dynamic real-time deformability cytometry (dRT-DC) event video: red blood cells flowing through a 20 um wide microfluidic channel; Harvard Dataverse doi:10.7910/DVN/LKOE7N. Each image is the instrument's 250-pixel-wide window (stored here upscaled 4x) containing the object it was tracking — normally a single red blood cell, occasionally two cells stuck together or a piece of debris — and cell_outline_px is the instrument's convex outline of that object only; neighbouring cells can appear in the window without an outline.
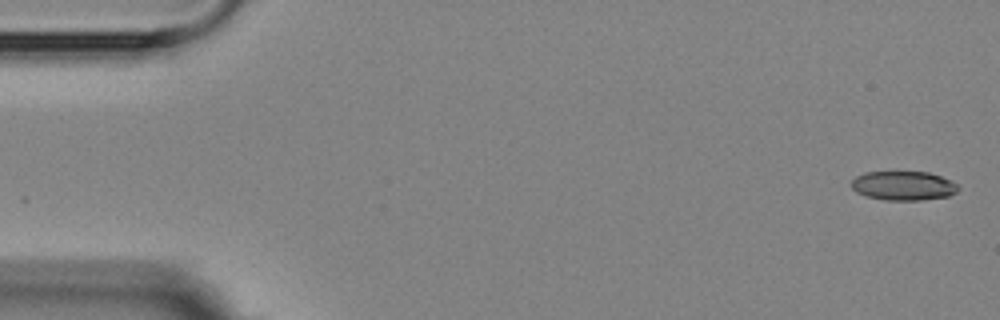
{"species": "Egyptian fruit bat (a non-hibernating species)", "species_latin": "Rousettus aegyptiacus", "temperature_condition": "room temperature", "stored_images_in_passage": 6, "camera_frame_rate_fps": 3000, "um_per_image_px": 0.085, "animal": {"sex": "female"}, "frame": {"image": 1, "passage_image": 1, "time_ms": 0.0, "image_size_px": [1000, 320], "cell_outline_px": [[960, 188], [956, 192], [948, 196], [920, 200], [884, 200], [868, 196], [856, 192], [852, 188], [852, 180], [856, 176], [864, 172], [928, 172], [952, 180]], "centroid_in_image_um": [76.8, 15.78], "position_along_channel_um": 8.2, "area_um2": 18.09}}